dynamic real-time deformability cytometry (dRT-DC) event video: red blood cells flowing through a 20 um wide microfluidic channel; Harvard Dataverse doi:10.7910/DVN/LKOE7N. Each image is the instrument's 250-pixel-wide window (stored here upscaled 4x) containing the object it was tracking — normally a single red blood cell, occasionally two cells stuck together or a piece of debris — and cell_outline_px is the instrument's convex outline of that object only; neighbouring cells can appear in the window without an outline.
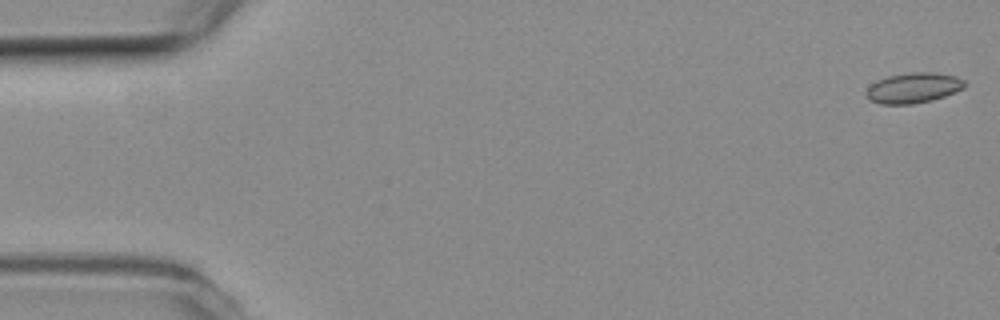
{"species": "common noctule bat (a hibernating species)", "species_latin": "Nyctalus noctula", "temperature_condition": "room temperature", "stored_images_in_passage": 8, "camera_frame_rate_fps": 3000, "um_per_image_px": 0.085, "animal": {"sex": "female", "body_mass_g": 19.3, "forearm_length_mm": 54.1}, "frame": {"image": 1, "passage_image": 1, "time_ms": 0.0, "image_size_px": [1000, 320], "cell_outline_px": [[968, 84], [964, 88], [944, 96], [932, 100], [912, 104], [880, 104], [868, 100], [864, 92], [876, 80], [888, 76], [912, 72], [932, 72], [956, 76], [964, 80]], "centroid_in_image_um": [77.63, 7.47], "position_along_channel_um": 7.4, "area_um2": 17.51}}
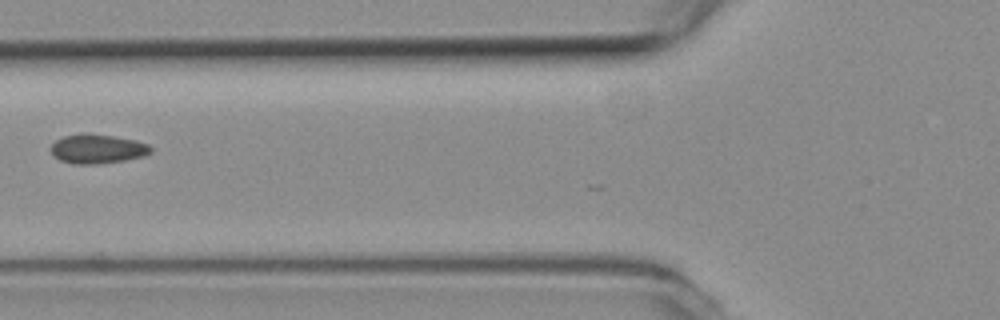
{"frame": {"image": 2, "passage_image": 7, "time_ms": 2.0, "image_size_px": [1000, 320], "cell_outline_px": [[152, 152], [144, 156], [124, 160], [96, 164], [72, 164], [60, 160], [52, 156], [48, 148], [56, 140], [64, 136], [84, 132], [88, 132], [136, 140], [148, 144], [152, 148]], "centroid_in_image_um": [8.24, 12.64], "position_along_channel_um": 117.6, "area_um2": 17.34}}
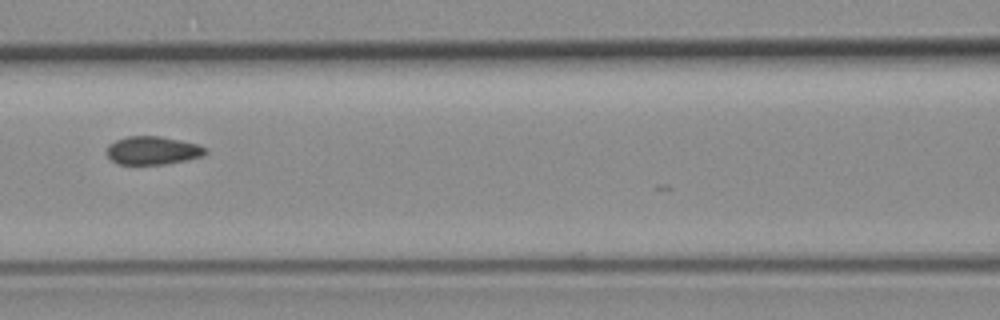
{"frame": {"image": 3, "passage_image": 8, "time_ms": 2.333, "image_size_px": [1000, 320], "cell_outline_px": [[208, 152], [204, 156], [188, 160], [164, 164], [116, 164], [108, 156], [108, 144], [116, 140], [128, 136], [160, 136], [200, 144], [208, 148]], "centroid_in_image_um": [13.04, 12.79], "position_along_channel_um": 153.6, "area_um2": 16.42}}